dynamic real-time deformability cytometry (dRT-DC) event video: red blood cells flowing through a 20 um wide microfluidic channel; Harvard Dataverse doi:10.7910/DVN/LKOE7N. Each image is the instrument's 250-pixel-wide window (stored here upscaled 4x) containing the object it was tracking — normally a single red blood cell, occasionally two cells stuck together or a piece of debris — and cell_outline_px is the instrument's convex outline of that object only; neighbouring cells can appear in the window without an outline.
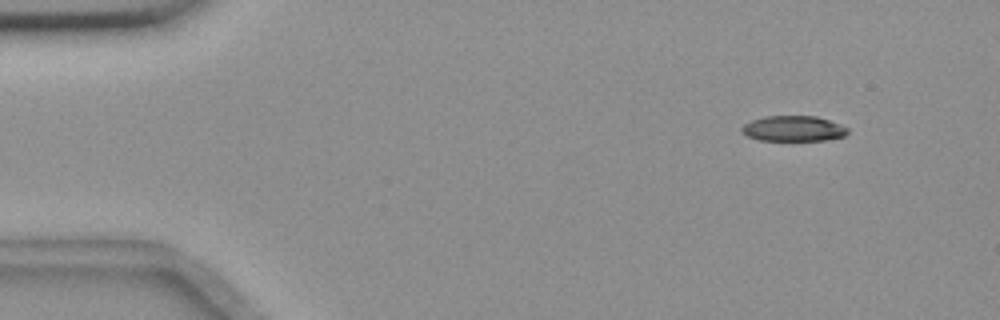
{"species": "common noctule bat (a hibernating species)", "species_latin": "Nyctalus noctula", "temperature_condition": "room temperature", "stored_images_in_passage": 4, "camera_frame_rate_fps": 3000, "um_per_image_px": 0.085, "animal": {"sex": "female", "body_mass_g": 18.4}, "frame": {"image": 1, "passage_image": 2, "time_ms": 1.0, "image_size_px": [1000, 320], "cell_outline_px": [[848, 132], [844, 136], [824, 140], [760, 140], [748, 136], [740, 132], [740, 128], [744, 124], [752, 120], [764, 116], [816, 116], [840, 124], [848, 128]], "centroid_in_image_um": [67.41, 10.92], "position_along_channel_um": 17.6, "area_um2": 15.66}}